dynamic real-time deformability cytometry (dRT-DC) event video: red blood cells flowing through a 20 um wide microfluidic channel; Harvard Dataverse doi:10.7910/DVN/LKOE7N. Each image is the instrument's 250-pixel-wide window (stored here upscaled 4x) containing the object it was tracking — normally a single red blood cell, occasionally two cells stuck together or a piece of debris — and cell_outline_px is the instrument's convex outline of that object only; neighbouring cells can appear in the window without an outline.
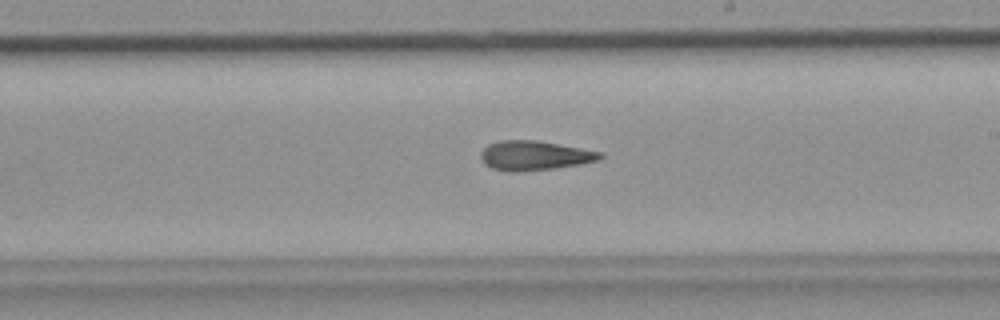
{"species": "common noctule bat (a hibernating species)", "species_latin": "Nyctalus noctula", "temperature_condition": "room temperature", "stored_images_in_passage": 35, "camera_frame_rate_fps": 3000, "um_per_image_px": 0.085, "animal": {"sex": "female", "body_mass_g": 19.9}, "frame": {"image": 1, "passage_image": 16, "time_ms": 5.0, "image_size_px": [1000, 320], "cell_outline_px": [[604, 156], [600, 160], [580, 164], [552, 168], [520, 172], [508, 172], [492, 168], [484, 164], [480, 156], [480, 152], [488, 144], [500, 140], [536, 140], [560, 144], [604, 152]], "centroid_in_image_um": [45.44, 13.22], "position_along_channel_um": 243.6, "area_um2": 20.69}}
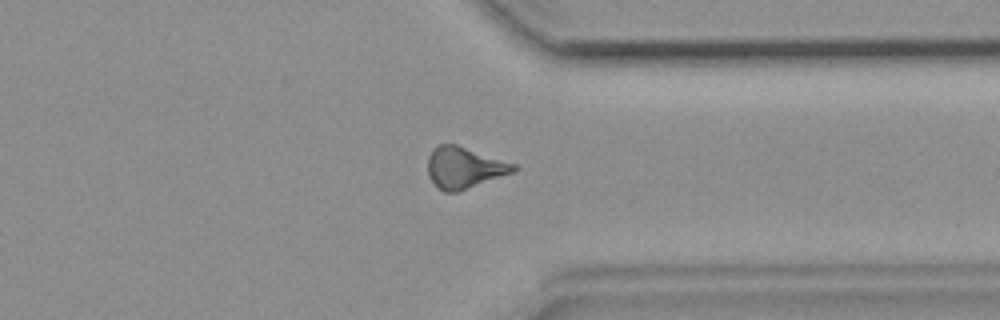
{"frame": {"image": 2, "passage_image": 25, "time_ms": 8.0, "image_size_px": [1000, 320], "cell_outline_px": [[520, 168], [512, 172], [456, 192], [444, 192], [428, 176], [428, 156], [432, 148], [440, 144], [456, 144], [516, 164]], "centroid_in_image_um": [39.44, 14.22], "position_along_channel_um": 372.0, "area_um2": 20.35}}
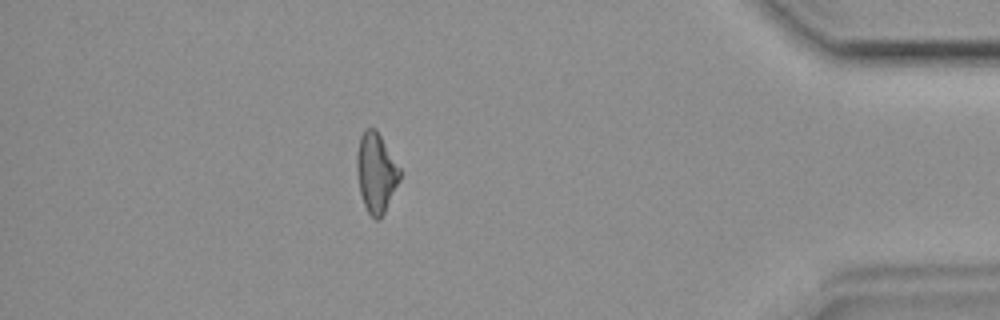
{"frame": {"image": 3, "passage_image": 30, "time_ms": 9.667, "image_size_px": [1000, 320], "cell_outline_px": [[400, 180], [380, 220], [376, 220], [368, 212], [364, 204], [360, 192], [356, 172], [356, 156], [360, 136], [368, 128], [376, 128], [400, 168]], "centroid_in_image_um": [31.96, 14.67], "position_along_channel_um": 403.2, "area_um2": 19.83}}